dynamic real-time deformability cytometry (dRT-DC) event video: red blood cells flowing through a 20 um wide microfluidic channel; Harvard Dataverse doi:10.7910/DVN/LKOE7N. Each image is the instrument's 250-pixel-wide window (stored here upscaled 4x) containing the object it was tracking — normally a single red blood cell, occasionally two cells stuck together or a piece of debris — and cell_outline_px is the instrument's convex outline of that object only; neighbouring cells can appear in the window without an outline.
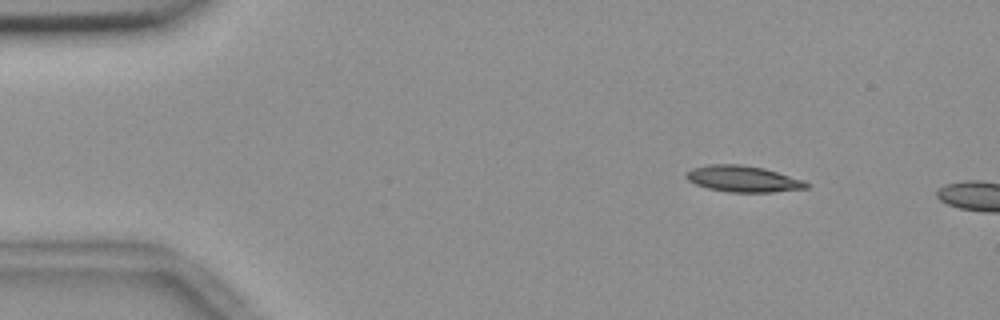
{"species": "common noctule bat (a hibernating species)", "species_latin": "Nyctalus noctula", "temperature_condition": "room temperature", "stored_images_in_passage": 9, "camera_frame_rate_fps": 3000, "um_per_image_px": 0.085, "animal": {"sex": "female", "body_mass_g": 18.4}, "frame": {"image": 1, "passage_image": 6, "time_ms": 1.667, "image_size_px": [1000, 320], "cell_outline_px": [[808, 188], [772, 192], [728, 192], [708, 188], [696, 184], [688, 180], [684, 176], [692, 168], [708, 164], [740, 164], [764, 168], [804, 180], [808, 184]], "centroid_in_image_um": [63.15, 15.2], "position_along_channel_um": 21.8, "area_um2": 18.32}}